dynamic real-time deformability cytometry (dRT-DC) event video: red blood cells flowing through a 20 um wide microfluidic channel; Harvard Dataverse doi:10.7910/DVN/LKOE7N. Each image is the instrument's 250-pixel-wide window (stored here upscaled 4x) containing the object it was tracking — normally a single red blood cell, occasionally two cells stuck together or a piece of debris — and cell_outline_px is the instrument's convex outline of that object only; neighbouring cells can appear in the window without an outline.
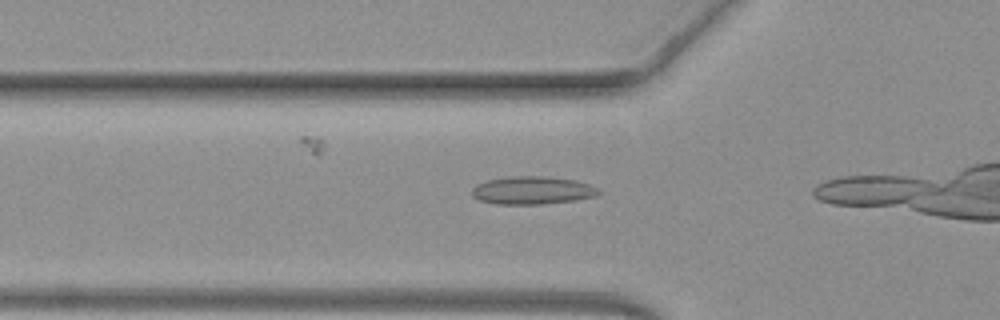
{"species": "common noctule bat (a hibernating species)", "species_latin": "Nyctalus noctula", "temperature_condition": "warm", "stored_images_in_passage": 14, "camera_frame_rate_fps": 3000, "um_per_image_px": 0.085, "animal": {"sex": "female", "body_mass_g": 19.3, "forearm_length_mm": 54.1}, "frame": {"image": 1, "passage_image": 12, "time_ms": 3.667, "image_size_px": [1000, 320], "cell_outline_px": [[604, 192], [596, 196], [576, 200], [540, 204], [496, 204], [480, 200], [472, 196], [472, 188], [476, 184], [488, 180], [508, 176], [544, 176], [576, 180], [592, 184], [600, 188]], "centroid_in_image_um": [45.31, 16.17], "position_along_channel_um": 80.5, "area_um2": 20.92}}